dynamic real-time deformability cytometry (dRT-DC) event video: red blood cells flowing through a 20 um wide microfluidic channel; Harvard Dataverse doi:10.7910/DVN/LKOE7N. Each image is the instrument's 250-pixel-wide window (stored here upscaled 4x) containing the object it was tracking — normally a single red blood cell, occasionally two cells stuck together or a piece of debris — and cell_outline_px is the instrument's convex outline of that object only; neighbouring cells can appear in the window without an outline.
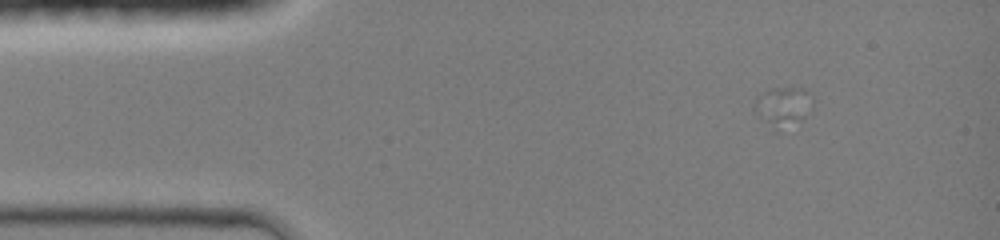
{"species": "common noctule bat (a hibernating species)", "species_latin": "Nyctalus noctula", "temperature_condition": "room temperature", "stored_images_in_passage": 3, "camera_frame_rate_fps": 3000, "um_per_image_px": 0.085, "animal": {"sex": "female", "body_mass_g": 19.0, "forearm_length_mm": 51.5}, "frame": {"image": 1, "passage_image": 2, "time_ms": 0.333, "image_size_px": [1000, 240], "cell_outline_px": [[812, 104], [808, 112], [804, 116], [780, 132], [776, 132], [752, 108], [752, 104], [756, 96], [772, 88], [804, 88], [812, 96]], "centroid_in_image_um": [66.52, 9.05], "position_along_channel_um": 18.5, "area_um2": 13.35}}